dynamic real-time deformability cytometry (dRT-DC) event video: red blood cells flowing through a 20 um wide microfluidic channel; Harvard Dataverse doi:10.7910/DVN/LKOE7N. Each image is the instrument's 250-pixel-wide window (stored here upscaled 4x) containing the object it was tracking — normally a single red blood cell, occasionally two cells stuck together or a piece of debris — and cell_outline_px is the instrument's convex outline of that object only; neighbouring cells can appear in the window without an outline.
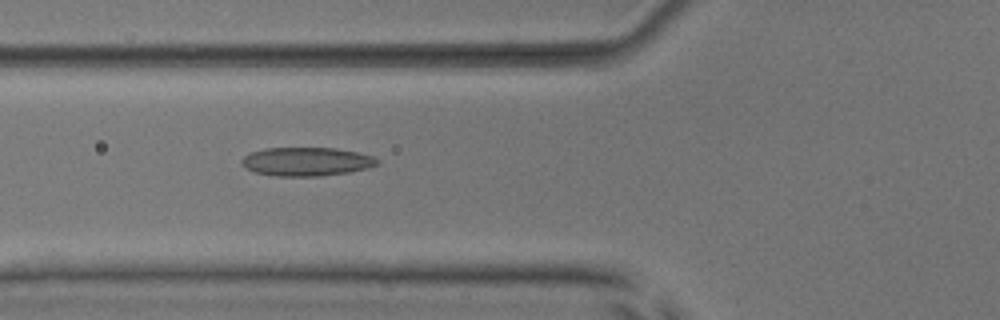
{"species": "common noctule bat (a hibernating species)", "species_latin": "Nyctalus noctula", "temperature_condition": "room temperature", "stored_images_in_passage": 53, "camera_frame_rate_fps": 3000, "um_per_image_px": 0.085, "animal": {"sex": "male", "body_mass_g": 17.9, "forearm_length_mm": 54.2}, "frame": {"image": 1, "passage_image": 20, "time_ms": 6.333, "image_size_px": [1000, 320], "cell_outline_px": [[380, 164], [368, 168], [348, 172], [320, 176], [276, 176], [252, 172], [240, 164], [240, 160], [244, 156], [252, 152], [264, 148], [336, 148], [356, 152], [372, 156], [380, 160]], "centroid_in_image_um": [26.03, 13.74], "position_along_channel_um": 99.8, "area_um2": 22.77}}
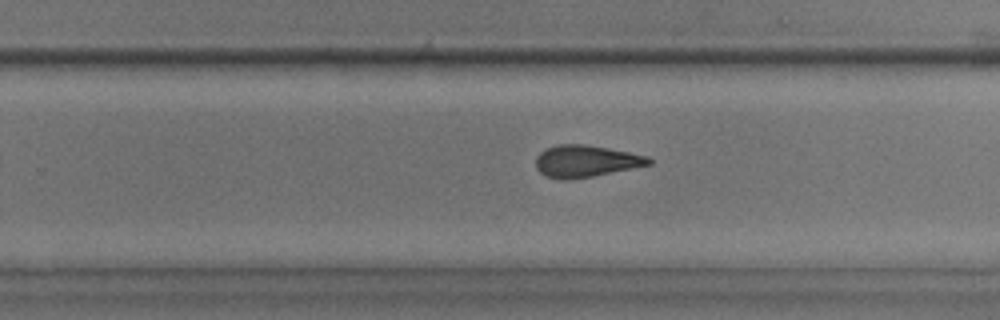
{"frame": {"image": 2, "passage_image": 34, "time_ms": 11.0, "image_size_px": [1000, 320], "cell_outline_px": [[652, 164], [592, 176], [568, 180], [560, 180], [544, 176], [536, 168], [536, 156], [540, 152], [556, 144], [584, 144], [608, 148], [648, 156], [652, 160]], "centroid_in_image_um": [49.76, 13.7], "position_along_channel_um": 280.0, "area_um2": 20.98}}
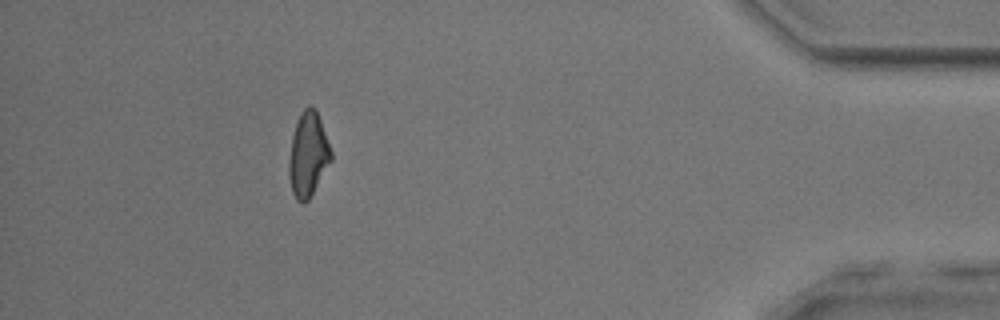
{"frame": {"image": 3, "passage_image": 48, "time_ms": 15.667, "image_size_px": [1000, 320], "cell_outline_px": [[332, 160], [308, 200], [304, 204], [296, 200], [292, 192], [288, 176], [288, 160], [292, 136], [296, 124], [304, 108], [308, 104], [316, 108], [332, 152]], "centroid_in_image_um": [26.18, 13.15], "position_along_channel_um": 409.0, "area_um2": 20.75}, "authors_computed_cell_mechanics": {"area_um2": 21.6172, "velocity_mm_per_s": 3.8731, "shape_relaxation_time_tau1_ms": null, "shape_relaxation_time_tau2_ms": 3.0822, "deformation_change_tau1": null, "deformation_change_tau2": 0.1103}}